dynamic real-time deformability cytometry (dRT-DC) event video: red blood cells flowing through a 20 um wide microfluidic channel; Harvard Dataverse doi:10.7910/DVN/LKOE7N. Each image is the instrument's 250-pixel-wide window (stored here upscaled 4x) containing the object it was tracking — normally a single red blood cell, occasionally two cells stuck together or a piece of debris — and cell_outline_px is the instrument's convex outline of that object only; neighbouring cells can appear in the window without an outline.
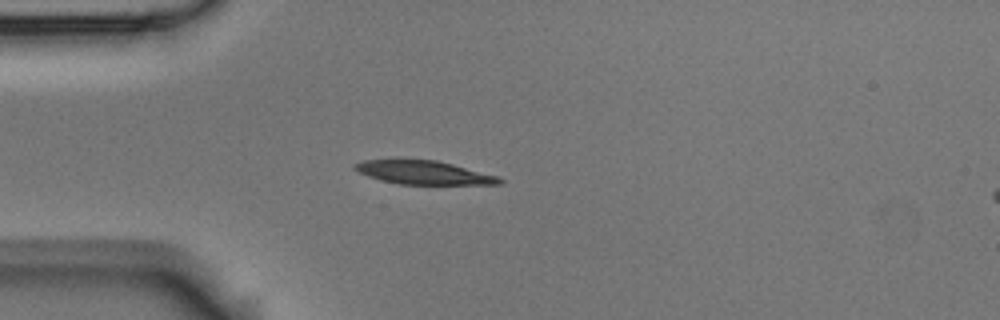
{"species": "Egyptian fruit bat (a non-hibernating species)", "species_latin": "Rousettus aegyptiacus", "temperature_condition": "room temperature", "stored_images_in_passage": 4, "segment_of_instrument_passage": [1, 2], "camera_frame_rate_fps": 3000, "um_per_image_px": 0.085, "animal": {"sex": "male"}, "frame": {"image": 1, "passage_image": 3, "time_ms": 0.667, "image_size_px": [1000, 320], "cell_outline_px": [[504, 184], [400, 184], [380, 180], [368, 176], [352, 168], [352, 164], [364, 160], [436, 160], [500, 176], [504, 180]], "centroid_in_image_um": [36.05, 14.67], "position_along_channel_um": 49.0, "area_um2": 19.77}}